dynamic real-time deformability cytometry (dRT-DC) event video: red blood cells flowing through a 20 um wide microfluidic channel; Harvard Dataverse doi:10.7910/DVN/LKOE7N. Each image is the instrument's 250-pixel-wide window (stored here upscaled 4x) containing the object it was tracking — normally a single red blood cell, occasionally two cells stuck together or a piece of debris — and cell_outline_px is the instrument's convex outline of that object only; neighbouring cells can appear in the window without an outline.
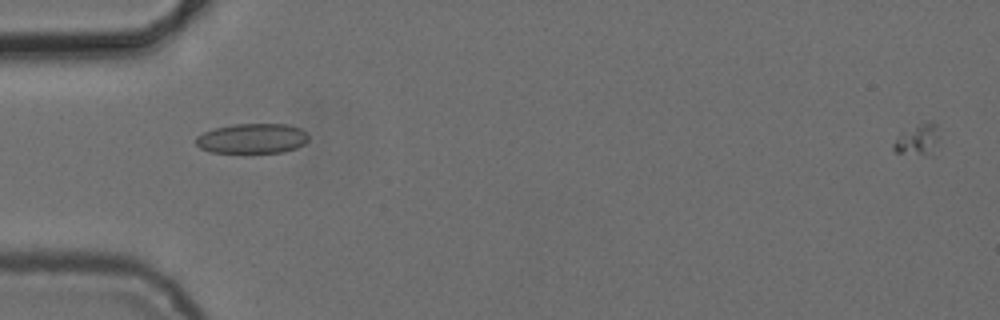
{"species": "common noctule bat (a hibernating species)", "species_latin": "Nyctalus noctula", "temperature_condition": "cold", "stored_images_in_passage": 5, "camera_frame_rate_fps": 3000, "um_per_image_px": 0.085, "animal": {"sex": "female", "body_mass_g": 24.6, "forearm_length_mm": 56.2}, "frame": {"image": 1, "passage_image": 5, "time_ms": 4.667, "image_size_px": [1000, 320], "cell_outline_px": [[308, 140], [304, 144], [296, 148], [284, 152], [212, 152], [200, 148], [196, 144], [196, 136], [204, 132], [216, 128], [232, 124], [288, 124], [300, 128], [308, 136]], "centroid_in_image_um": [21.45, 11.76], "position_along_channel_um": 63.6, "area_um2": 19.54}}